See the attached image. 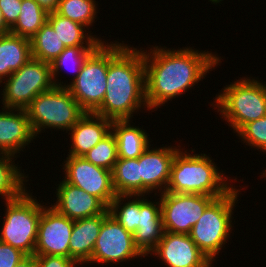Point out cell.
I'll return each instance as SVG.
<instances>
[{
    "label": "cell",
    "instance_id": "cell-39",
    "mask_svg": "<svg viewBox=\"0 0 266 267\" xmlns=\"http://www.w3.org/2000/svg\"><path fill=\"white\" fill-rule=\"evenodd\" d=\"M209 1H211V3L217 5V3L219 4V3H221L223 0H209Z\"/></svg>",
    "mask_w": 266,
    "mask_h": 267
},
{
    "label": "cell",
    "instance_id": "cell-4",
    "mask_svg": "<svg viewBox=\"0 0 266 267\" xmlns=\"http://www.w3.org/2000/svg\"><path fill=\"white\" fill-rule=\"evenodd\" d=\"M225 86L221 93L215 95L210 107L219 112L220 118L226 120L233 133L266 115V84L255 78L243 77Z\"/></svg>",
    "mask_w": 266,
    "mask_h": 267
},
{
    "label": "cell",
    "instance_id": "cell-13",
    "mask_svg": "<svg viewBox=\"0 0 266 267\" xmlns=\"http://www.w3.org/2000/svg\"><path fill=\"white\" fill-rule=\"evenodd\" d=\"M74 220L45 206L40 216L34 255H56L69 258V242Z\"/></svg>",
    "mask_w": 266,
    "mask_h": 267
},
{
    "label": "cell",
    "instance_id": "cell-18",
    "mask_svg": "<svg viewBox=\"0 0 266 267\" xmlns=\"http://www.w3.org/2000/svg\"><path fill=\"white\" fill-rule=\"evenodd\" d=\"M145 197V198H144ZM140 195L139 227L133 233L135 246L146 257L157 246L164 234L160 198L158 201Z\"/></svg>",
    "mask_w": 266,
    "mask_h": 267
},
{
    "label": "cell",
    "instance_id": "cell-26",
    "mask_svg": "<svg viewBox=\"0 0 266 267\" xmlns=\"http://www.w3.org/2000/svg\"><path fill=\"white\" fill-rule=\"evenodd\" d=\"M48 14L36 0H22L20 15L9 32L30 39L47 21Z\"/></svg>",
    "mask_w": 266,
    "mask_h": 267
},
{
    "label": "cell",
    "instance_id": "cell-24",
    "mask_svg": "<svg viewBox=\"0 0 266 267\" xmlns=\"http://www.w3.org/2000/svg\"><path fill=\"white\" fill-rule=\"evenodd\" d=\"M112 183L117 195H142L139 157L118 158L112 170Z\"/></svg>",
    "mask_w": 266,
    "mask_h": 267
},
{
    "label": "cell",
    "instance_id": "cell-6",
    "mask_svg": "<svg viewBox=\"0 0 266 267\" xmlns=\"http://www.w3.org/2000/svg\"><path fill=\"white\" fill-rule=\"evenodd\" d=\"M25 110L35 137L46 129L68 133L86 113L67 87H54L38 94Z\"/></svg>",
    "mask_w": 266,
    "mask_h": 267
},
{
    "label": "cell",
    "instance_id": "cell-8",
    "mask_svg": "<svg viewBox=\"0 0 266 267\" xmlns=\"http://www.w3.org/2000/svg\"><path fill=\"white\" fill-rule=\"evenodd\" d=\"M1 85L3 108L26 109L40 93L55 87L51 64L31 58Z\"/></svg>",
    "mask_w": 266,
    "mask_h": 267
},
{
    "label": "cell",
    "instance_id": "cell-12",
    "mask_svg": "<svg viewBox=\"0 0 266 267\" xmlns=\"http://www.w3.org/2000/svg\"><path fill=\"white\" fill-rule=\"evenodd\" d=\"M63 180L99 198L107 207L116 197L112 171L98 167L84 157L67 155L64 160Z\"/></svg>",
    "mask_w": 266,
    "mask_h": 267
},
{
    "label": "cell",
    "instance_id": "cell-40",
    "mask_svg": "<svg viewBox=\"0 0 266 267\" xmlns=\"http://www.w3.org/2000/svg\"><path fill=\"white\" fill-rule=\"evenodd\" d=\"M262 175H260L261 177L260 178H265L266 177V169L265 170H263V172L261 173Z\"/></svg>",
    "mask_w": 266,
    "mask_h": 267
},
{
    "label": "cell",
    "instance_id": "cell-32",
    "mask_svg": "<svg viewBox=\"0 0 266 267\" xmlns=\"http://www.w3.org/2000/svg\"><path fill=\"white\" fill-rule=\"evenodd\" d=\"M243 144L266 155V115L245 124L236 134Z\"/></svg>",
    "mask_w": 266,
    "mask_h": 267
},
{
    "label": "cell",
    "instance_id": "cell-22",
    "mask_svg": "<svg viewBox=\"0 0 266 267\" xmlns=\"http://www.w3.org/2000/svg\"><path fill=\"white\" fill-rule=\"evenodd\" d=\"M132 120H113L111 131L116 137L118 158L134 159L142 155L150 145L149 134L139 126L131 125Z\"/></svg>",
    "mask_w": 266,
    "mask_h": 267
},
{
    "label": "cell",
    "instance_id": "cell-37",
    "mask_svg": "<svg viewBox=\"0 0 266 267\" xmlns=\"http://www.w3.org/2000/svg\"><path fill=\"white\" fill-rule=\"evenodd\" d=\"M15 267H37L34 255H27Z\"/></svg>",
    "mask_w": 266,
    "mask_h": 267
},
{
    "label": "cell",
    "instance_id": "cell-19",
    "mask_svg": "<svg viewBox=\"0 0 266 267\" xmlns=\"http://www.w3.org/2000/svg\"><path fill=\"white\" fill-rule=\"evenodd\" d=\"M111 124L112 120L110 119L86 112L69 130L71 144L67 155L83 157L111 132Z\"/></svg>",
    "mask_w": 266,
    "mask_h": 267
},
{
    "label": "cell",
    "instance_id": "cell-38",
    "mask_svg": "<svg viewBox=\"0 0 266 267\" xmlns=\"http://www.w3.org/2000/svg\"><path fill=\"white\" fill-rule=\"evenodd\" d=\"M9 32V28L5 25V22L2 17V13L0 11V35Z\"/></svg>",
    "mask_w": 266,
    "mask_h": 267
},
{
    "label": "cell",
    "instance_id": "cell-1",
    "mask_svg": "<svg viewBox=\"0 0 266 267\" xmlns=\"http://www.w3.org/2000/svg\"><path fill=\"white\" fill-rule=\"evenodd\" d=\"M166 48L152 45L149 52L142 48L145 98L151 112L173 98L181 97L222 63L221 56L208 50L199 51L190 46L177 50Z\"/></svg>",
    "mask_w": 266,
    "mask_h": 267
},
{
    "label": "cell",
    "instance_id": "cell-7",
    "mask_svg": "<svg viewBox=\"0 0 266 267\" xmlns=\"http://www.w3.org/2000/svg\"><path fill=\"white\" fill-rule=\"evenodd\" d=\"M32 195L27 189L19 198L3 201L6 208L0 228V241L26 255H34L40 216L46 206Z\"/></svg>",
    "mask_w": 266,
    "mask_h": 267
},
{
    "label": "cell",
    "instance_id": "cell-29",
    "mask_svg": "<svg viewBox=\"0 0 266 267\" xmlns=\"http://www.w3.org/2000/svg\"><path fill=\"white\" fill-rule=\"evenodd\" d=\"M96 48L97 47H66L64 51L51 63L52 78L55 87H64V82L62 81L61 83V79L59 80L58 78L64 69L69 70V72L74 71V77H71L73 81L80 73V69L87 57Z\"/></svg>",
    "mask_w": 266,
    "mask_h": 267
},
{
    "label": "cell",
    "instance_id": "cell-15",
    "mask_svg": "<svg viewBox=\"0 0 266 267\" xmlns=\"http://www.w3.org/2000/svg\"><path fill=\"white\" fill-rule=\"evenodd\" d=\"M150 144L139 156L140 176L142 177V195H149L154 191V196L166 191L174 156L180 149L176 146L152 148ZM175 147V148H174ZM152 148V149H151ZM156 192V193H155Z\"/></svg>",
    "mask_w": 266,
    "mask_h": 267
},
{
    "label": "cell",
    "instance_id": "cell-31",
    "mask_svg": "<svg viewBox=\"0 0 266 267\" xmlns=\"http://www.w3.org/2000/svg\"><path fill=\"white\" fill-rule=\"evenodd\" d=\"M83 157L98 167L112 171L114 164L118 160L116 137L112 131Z\"/></svg>",
    "mask_w": 266,
    "mask_h": 267
},
{
    "label": "cell",
    "instance_id": "cell-27",
    "mask_svg": "<svg viewBox=\"0 0 266 267\" xmlns=\"http://www.w3.org/2000/svg\"><path fill=\"white\" fill-rule=\"evenodd\" d=\"M30 45L32 58L50 64L66 48L48 21L30 38Z\"/></svg>",
    "mask_w": 266,
    "mask_h": 267
},
{
    "label": "cell",
    "instance_id": "cell-25",
    "mask_svg": "<svg viewBox=\"0 0 266 267\" xmlns=\"http://www.w3.org/2000/svg\"><path fill=\"white\" fill-rule=\"evenodd\" d=\"M14 159L17 160L16 156L0 153V197L5 201L19 198L27 190L28 175Z\"/></svg>",
    "mask_w": 266,
    "mask_h": 267
},
{
    "label": "cell",
    "instance_id": "cell-3",
    "mask_svg": "<svg viewBox=\"0 0 266 267\" xmlns=\"http://www.w3.org/2000/svg\"><path fill=\"white\" fill-rule=\"evenodd\" d=\"M185 151H183V150ZM180 148L174 156L171 176L166 191L222 197L234 186L229 177L220 171L217 164L206 154H193ZM229 182V183H228Z\"/></svg>",
    "mask_w": 266,
    "mask_h": 267
},
{
    "label": "cell",
    "instance_id": "cell-34",
    "mask_svg": "<svg viewBox=\"0 0 266 267\" xmlns=\"http://www.w3.org/2000/svg\"><path fill=\"white\" fill-rule=\"evenodd\" d=\"M22 0H0V11L5 25L10 29L20 15Z\"/></svg>",
    "mask_w": 266,
    "mask_h": 267
},
{
    "label": "cell",
    "instance_id": "cell-16",
    "mask_svg": "<svg viewBox=\"0 0 266 267\" xmlns=\"http://www.w3.org/2000/svg\"><path fill=\"white\" fill-rule=\"evenodd\" d=\"M56 187V202L52 206L69 219L78 220L103 214L108 207L96 196L70 183L62 181Z\"/></svg>",
    "mask_w": 266,
    "mask_h": 267
},
{
    "label": "cell",
    "instance_id": "cell-2",
    "mask_svg": "<svg viewBox=\"0 0 266 267\" xmlns=\"http://www.w3.org/2000/svg\"><path fill=\"white\" fill-rule=\"evenodd\" d=\"M147 108L142 49L119 41L109 42L106 93L94 112L110 120H131L134 113Z\"/></svg>",
    "mask_w": 266,
    "mask_h": 267
},
{
    "label": "cell",
    "instance_id": "cell-36",
    "mask_svg": "<svg viewBox=\"0 0 266 267\" xmlns=\"http://www.w3.org/2000/svg\"><path fill=\"white\" fill-rule=\"evenodd\" d=\"M48 12L55 11L59 0H36Z\"/></svg>",
    "mask_w": 266,
    "mask_h": 267
},
{
    "label": "cell",
    "instance_id": "cell-10",
    "mask_svg": "<svg viewBox=\"0 0 266 267\" xmlns=\"http://www.w3.org/2000/svg\"><path fill=\"white\" fill-rule=\"evenodd\" d=\"M164 231L189 234L213 196L163 192L159 194Z\"/></svg>",
    "mask_w": 266,
    "mask_h": 267
},
{
    "label": "cell",
    "instance_id": "cell-11",
    "mask_svg": "<svg viewBox=\"0 0 266 267\" xmlns=\"http://www.w3.org/2000/svg\"><path fill=\"white\" fill-rule=\"evenodd\" d=\"M145 256L135 246L133 234L127 231L110 214L103 220L92 257L87 263L92 265L120 264ZM133 258V259H132ZM92 263V264H91ZM112 263V264H111Z\"/></svg>",
    "mask_w": 266,
    "mask_h": 267
},
{
    "label": "cell",
    "instance_id": "cell-21",
    "mask_svg": "<svg viewBox=\"0 0 266 267\" xmlns=\"http://www.w3.org/2000/svg\"><path fill=\"white\" fill-rule=\"evenodd\" d=\"M32 58L30 39L10 32L0 35V84Z\"/></svg>",
    "mask_w": 266,
    "mask_h": 267
},
{
    "label": "cell",
    "instance_id": "cell-35",
    "mask_svg": "<svg viewBox=\"0 0 266 267\" xmlns=\"http://www.w3.org/2000/svg\"><path fill=\"white\" fill-rule=\"evenodd\" d=\"M37 267H78L80 266L71 258L56 255H34Z\"/></svg>",
    "mask_w": 266,
    "mask_h": 267
},
{
    "label": "cell",
    "instance_id": "cell-20",
    "mask_svg": "<svg viewBox=\"0 0 266 267\" xmlns=\"http://www.w3.org/2000/svg\"><path fill=\"white\" fill-rule=\"evenodd\" d=\"M108 209L100 215L74 220L69 242V258L85 266L91 259L103 220Z\"/></svg>",
    "mask_w": 266,
    "mask_h": 267
},
{
    "label": "cell",
    "instance_id": "cell-9",
    "mask_svg": "<svg viewBox=\"0 0 266 267\" xmlns=\"http://www.w3.org/2000/svg\"><path fill=\"white\" fill-rule=\"evenodd\" d=\"M109 43L102 42L85 60L78 76L64 83L85 112L94 113L102 104L107 87ZM67 84V85H66Z\"/></svg>",
    "mask_w": 266,
    "mask_h": 267
},
{
    "label": "cell",
    "instance_id": "cell-5",
    "mask_svg": "<svg viewBox=\"0 0 266 267\" xmlns=\"http://www.w3.org/2000/svg\"><path fill=\"white\" fill-rule=\"evenodd\" d=\"M234 187L225 195L215 198L192 227L190 238L213 263L225 247L233 230L234 207L242 189Z\"/></svg>",
    "mask_w": 266,
    "mask_h": 267
},
{
    "label": "cell",
    "instance_id": "cell-14",
    "mask_svg": "<svg viewBox=\"0 0 266 267\" xmlns=\"http://www.w3.org/2000/svg\"><path fill=\"white\" fill-rule=\"evenodd\" d=\"M152 255L166 267H214L189 234L165 231Z\"/></svg>",
    "mask_w": 266,
    "mask_h": 267
},
{
    "label": "cell",
    "instance_id": "cell-28",
    "mask_svg": "<svg viewBox=\"0 0 266 267\" xmlns=\"http://www.w3.org/2000/svg\"><path fill=\"white\" fill-rule=\"evenodd\" d=\"M108 212L119 224L133 234L139 227L140 195H116L108 206Z\"/></svg>",
    "mask_w": 266,
    "mask_h": 267
},
{
    "label": "cell",
    "instance_id": "cell-30",
    "mask_svg": "<svg viewBox=\"0 0 266 267\" xmlns=\"http://www.w3.org/2000/svg\"><path fill=\"white\" fill-rule=\"evenodd\" d=\"M97 6L95 0H59L55 12L82 24L89 30L98 17Z\"/></svg>",
    "mask_w": 266,
    "mask_h": 267
},
{
    "label": "cell",
    "instance_id": "cell-33",
    "mask_svg": "<svg viewBox=\"0 0 266 267\" xmlns=\"http://www.w3.org/2000/svg\"><path fill=\"white\" fill-rule=\"evenodd\" d=\"M26 256L21 250L0 241V267H15Z\"/></svg>",
    "mask_w": 266,
    "mask_h": 267
},
{
    "label": "cell",
    "instance_id": "cell-23",
    "mask_svg": "<svg viewBox=\"0 0 266 267\" xmlns=\"http://www.w3.org/2000/svg\"><path fill=\"white\" fill-rule=\"evenodd\" d=\"M47 21L65 47H98L102 42H105L101 40V37L92 35L91 31L86 32L88 29L82 24L61 16L55 11L49 12Z\"/></svg>",
    "mask_w": 266,
    "mask_h": 267
},
{
    "label": "cell",
    "instance_id": "cell-17",
    "mask_svg": "<svg viewBox=\"0 0 266 267\" xmlns=\"http://www.w3.org/2000/svg\"><path fill=\"white\" fill-rule=\"evenodd\" d=\"M36 139L26 110L3 108L0 110V153L17 154ZM16 154V155H15Z\"/></svg>",
    "mask_w": 266,
    "mask_h": 267
}]
</instances>
